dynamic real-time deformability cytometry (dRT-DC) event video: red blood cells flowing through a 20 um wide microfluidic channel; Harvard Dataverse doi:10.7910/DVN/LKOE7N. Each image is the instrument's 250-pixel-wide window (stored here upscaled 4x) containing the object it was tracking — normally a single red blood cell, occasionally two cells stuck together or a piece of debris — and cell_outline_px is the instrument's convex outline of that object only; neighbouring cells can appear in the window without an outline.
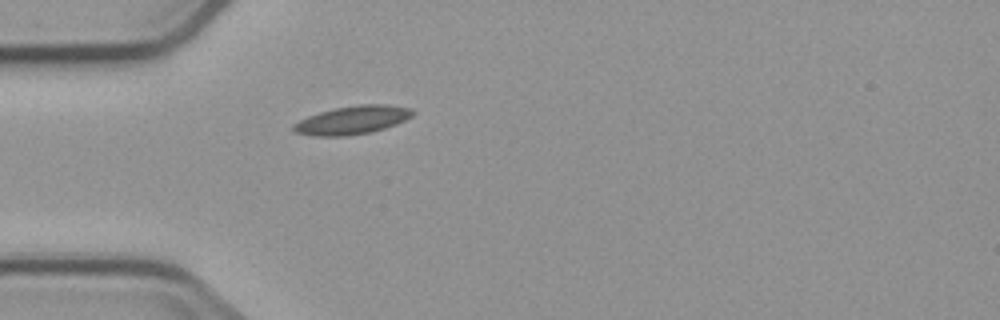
{"species": "common noctule bat (a hibernating species)", "species_latin": "Nyctalus noctula", "temperature_condition": "cold", "stored_images_in_passage": 1, "camera_frame_rate_fps": 3000, "um_per_image_px": 0.085, "animal": {"sex": "male", "body_mass_g": 23.1, "forearm_length_mm": 52.7}, "frame": {"image": 1, "passage_image": 1, "time_ms": 0.0, "image_size_px": [1000, 320], "cell_outline_px": [[416, 112], [412, 116], [396, 124], [384, 128], [368, 132], [344, 136], [312, 136], [292, 132], [292, 124], [308, 116], [320, 112], [336, 108], [360, 104], [388, 104], [412, 108]], "centroid_in_image_um": [29.94, 10.2], "position_along_channel_um": 55.1, "area_um2": 19.71}}